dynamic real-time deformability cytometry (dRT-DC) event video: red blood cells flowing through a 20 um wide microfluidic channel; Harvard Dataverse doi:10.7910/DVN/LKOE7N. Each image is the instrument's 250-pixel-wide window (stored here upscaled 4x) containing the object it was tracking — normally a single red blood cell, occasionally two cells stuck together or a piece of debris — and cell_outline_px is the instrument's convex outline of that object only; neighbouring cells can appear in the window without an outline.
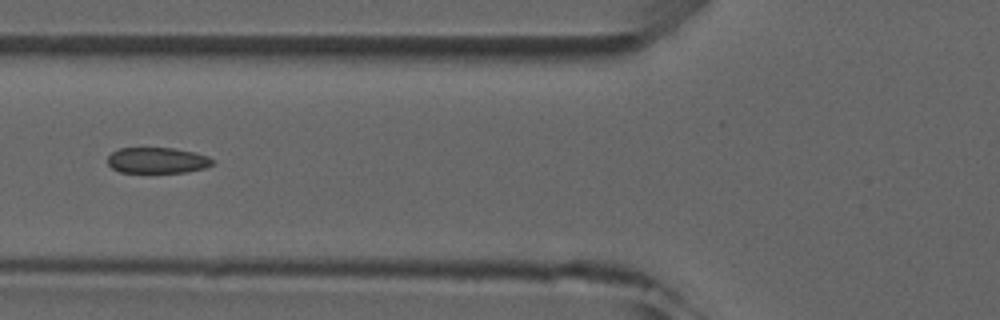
{"species": "common noctule bat (a hibernating species)", "species_latin": "Nyctalus noctula", "temperature_condition": "room temperature", "stored_images_in_passage": 7, "camera_frame_rate_fps": 3000, "um_per_image_px": 0.085, "animal": {"sex": "male", "forearm_length_mm": 52.5}, "frame": {"image": 1, "passage_image": 6, "time_ms": 5.667, "image_size_px": [1000, 320], "cell_outline_px": [[212, 164], [204, 168], [184, 172], [120, 172], [112, 168], [108, 164], [108, 156], [112, 152], [120, 148], [176, 148], [208, 156], [212, 160]], "centroid_in_image_um": [13.33, 13.62], "position_along_channel_um": 112.5, "area_um2": 15.61}}
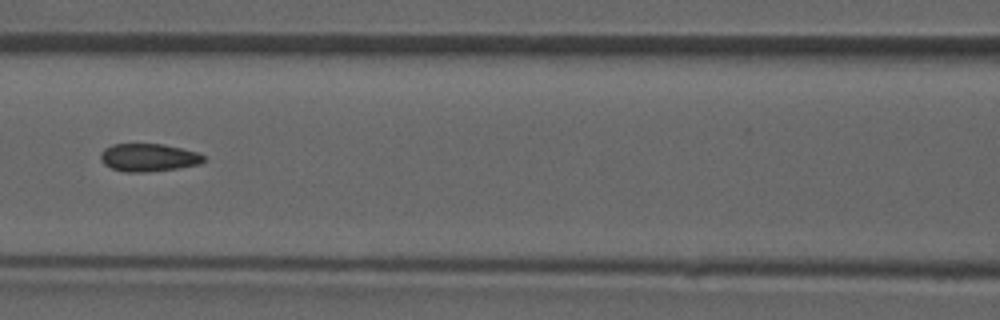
{"frame": {"image": 2, "passage_image": 7, "time_ms": 6.667, "image_size_px": [1000, 320], "cell_outline_px": [[204, 160], [200, 164], [180, 168], [144, 172], [124, 172], [112, 168], [104, 164], [100, 160], [100, 152], [104, 148], [112, 144], [164, 144], [196, 152], [204, 156]], "centroid_in_image_um": [12.59, 13.39], "position_along_channel_um": 154.0, "area_um2": 16.76}}